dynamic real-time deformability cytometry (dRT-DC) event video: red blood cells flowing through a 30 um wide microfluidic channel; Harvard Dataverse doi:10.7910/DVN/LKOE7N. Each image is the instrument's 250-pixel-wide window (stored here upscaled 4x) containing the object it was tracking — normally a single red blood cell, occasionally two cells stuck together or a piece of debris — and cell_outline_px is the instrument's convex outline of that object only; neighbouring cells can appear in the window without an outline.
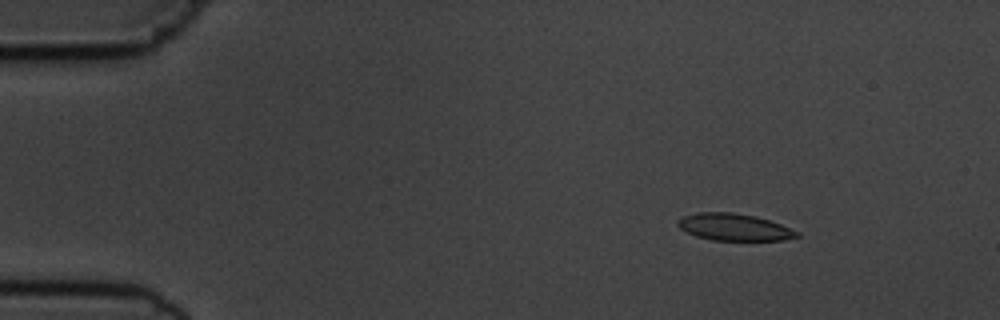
{"species": "common noctule bat (a hibernating species)", "species_latin": "Nyctalus noctula", "temperature_condition": "cold", "stored_images_in_passage": 5, "camera_frame_rate_fps": 3000, "um_per_image_px": 0.085, "animal": {"sex": "male", "body_mass_g": 19.5, "forearm_length_mm": 54.6}, "frame": {"image": 1, "passage_image": 3, "time_ms": 2.333, "image_size_px": [1000, 320], "cell_outline_px": [[800, 236], [784, 240], [712, 240], [696, 236], [680, 228], [676, 224], [676, 220], [684, 216], [696, 212], [732, 212], [756, 216], [780, 224], [800, 232]], "centroid_in_image_um": [62.39, 19.3], "position_along_channel_um": 22.6, "area_um2": 18.73}}